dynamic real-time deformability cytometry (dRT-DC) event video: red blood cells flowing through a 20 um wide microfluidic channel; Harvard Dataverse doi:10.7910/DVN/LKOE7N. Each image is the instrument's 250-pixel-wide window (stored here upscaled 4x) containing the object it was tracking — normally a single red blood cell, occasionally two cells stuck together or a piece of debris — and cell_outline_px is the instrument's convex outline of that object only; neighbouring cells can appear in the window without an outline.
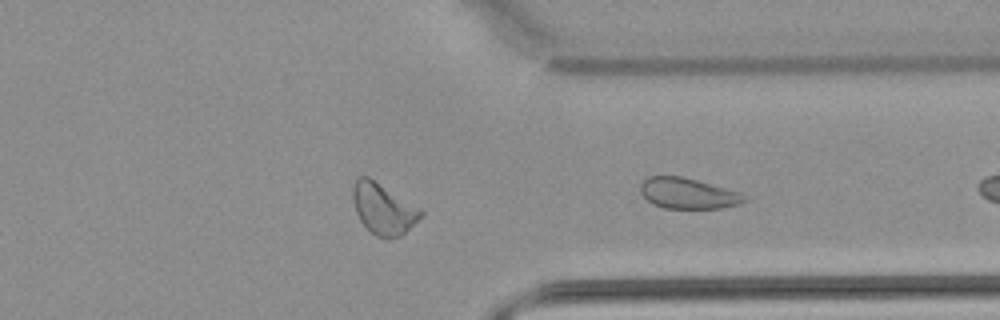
{"species": "common noctule bat (a hibernating species)", "species_latin": "Nyctalus noctula", "temperature_condition": "warm", "stored_images_in_passage": 23, "camera_frame_rate_fps": 3000, "um_per_image_px": 0.085, "animal": {"sex": "male", "body_mass_g": 21.5, "forearm_length_mm": 52.0}, "frame": {"image": 1, "passage_image": 23, "time_ms": 7.333, "image_size_px": [1000, 320], "cell_outline_px": [[752, 196], [748, 200], [740, 204], [724, 208], [664, 208], [652, 204], [640, 192], [640, 184], [648, 176], [680, 176], [744, 192]], "centroid_in_image_um": [58.58, 16.44], "position_along_channel_um": 352.8, "area_um2": 19.02}}